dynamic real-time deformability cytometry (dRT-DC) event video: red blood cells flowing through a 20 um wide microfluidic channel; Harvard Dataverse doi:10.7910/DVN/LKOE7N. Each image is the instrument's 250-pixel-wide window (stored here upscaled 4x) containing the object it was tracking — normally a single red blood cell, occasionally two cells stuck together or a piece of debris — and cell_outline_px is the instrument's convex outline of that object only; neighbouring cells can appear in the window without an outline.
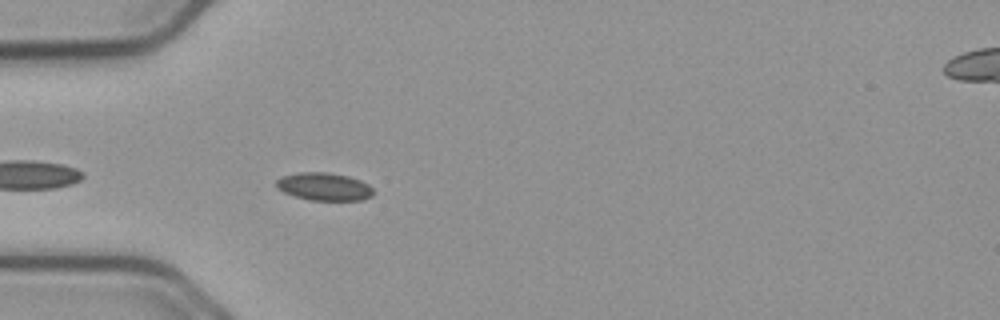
{"species": "common noctule bat (a hibernating species)", "species_latin": "Nyctalus noctula", "temperature_condition": "cold", "stored_images_in_passage": 43, "camera_frame_rate_fps": 3000, "um_per_image_px": 0.085, "animal": {"sex": "male", "body_mass_g": 23.1, "forearm_length_mm": 52.7}, "frame": {"image": 1, "passage_image": 4, "time_ms": 1.0, "image_size_px": [1000, 320], "cell_outline_px": [[372, 196], [360, 200], [308, 200], [284, 192], [276, 188], [276, 180], [280, 176], [296, 172], [328, 172], [348, 176], [360, 180], [368, 184], [372, 188]], "centroid_in_image_um": [27.51, 15.85], "position_along_channel_um": 57.5, "area_um2": 15.78}}
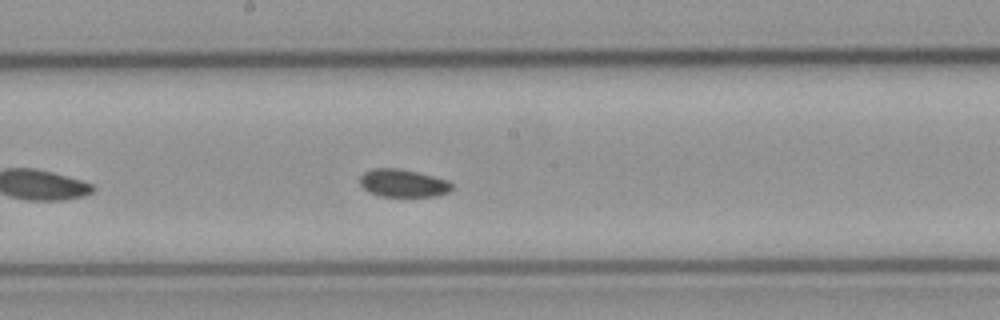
{"frame": {"image": 2, "passage_image": 17, "time_ms": 5.333, "image_size_px": [1000, 320], "cell_outline_px": [[452, 188], [448, 192], [436, 196], [380, 196], [368, 192], [360, 184], [360, 176], [364, 172], [372, 168], [400, 168], [448, 180], [452, 184]], "centroid_in_image_um": [34.23, 15.56], "position_along_channel_um": 214.0, "area_um2": 14.85}}
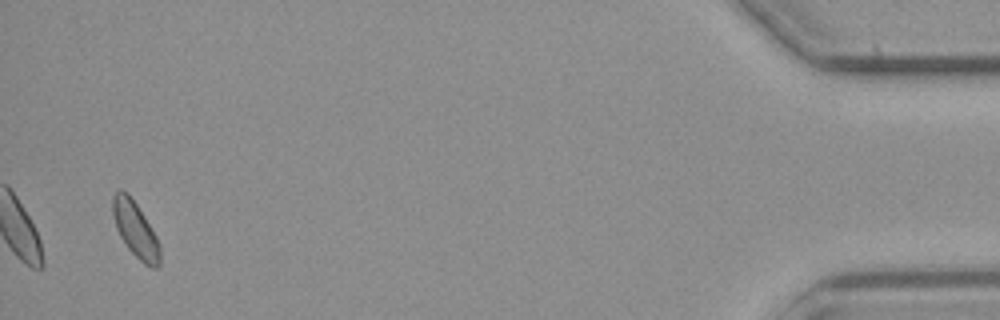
{"frame": {"image": 3, "passage_image": 41, "time_ms": 13.333, "image_size_px": [1000, 320], "cell_outline_px": [[160, 264], [156, 268], [152, 268], [144, 264], [124, 244], [116, 228], [112, 212], [112, 196], [116, 192], [128, 192], [144, 216], [156, 236], [160, 244]], "centroid_in_image_um": [11.51, 19.54], "position_along_channel_um": 423.7, "area_um2": 15.14}}